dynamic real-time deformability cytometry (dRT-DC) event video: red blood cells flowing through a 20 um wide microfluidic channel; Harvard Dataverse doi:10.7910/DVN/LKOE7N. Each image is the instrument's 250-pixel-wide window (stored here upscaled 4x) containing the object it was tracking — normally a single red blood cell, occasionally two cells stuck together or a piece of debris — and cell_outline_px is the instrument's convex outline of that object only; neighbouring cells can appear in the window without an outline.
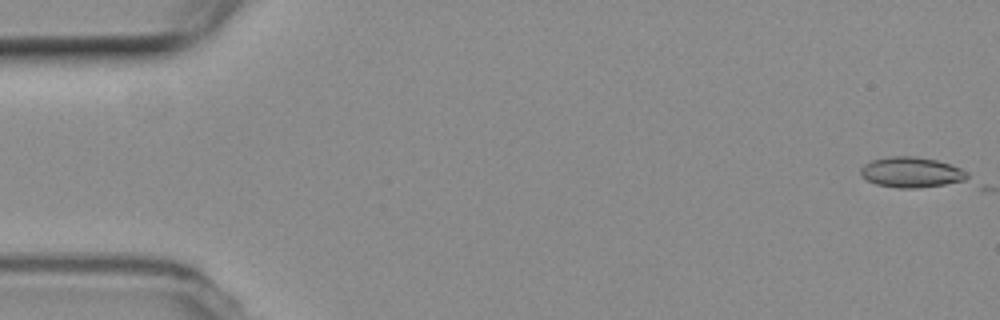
{"species": "common noctule bat (a hibernating species)", "species_latin": "Nyctalus noctula", "temperature_condition": "room temperature", "stored_images_in_passage": 5, "camera_frame_rate_fps": 3000, "um_per_image_px": 0.085, "animal": {"sex": "female", "body_mass_g": 19.3, "forearm_length_mm": 54.1}, "frame": {"image": 1, "passage_image": 1, "time_ms": 0.0, "image_size_px": [1000, 320], "cell_outline_px": [[968, 176], [964, 180], [944, 184], [920, 188], [896, 188], [876, 184], [860, 176], [860, 168], [864, 164], [872, 160], [888, 156], [912, 156], [936, 160], [960, 168], [968, 172]], "centroid_in_image_um": [77.41, 14.64], "position_along_channel_um": 7.6, "area_um2": 18.84}}